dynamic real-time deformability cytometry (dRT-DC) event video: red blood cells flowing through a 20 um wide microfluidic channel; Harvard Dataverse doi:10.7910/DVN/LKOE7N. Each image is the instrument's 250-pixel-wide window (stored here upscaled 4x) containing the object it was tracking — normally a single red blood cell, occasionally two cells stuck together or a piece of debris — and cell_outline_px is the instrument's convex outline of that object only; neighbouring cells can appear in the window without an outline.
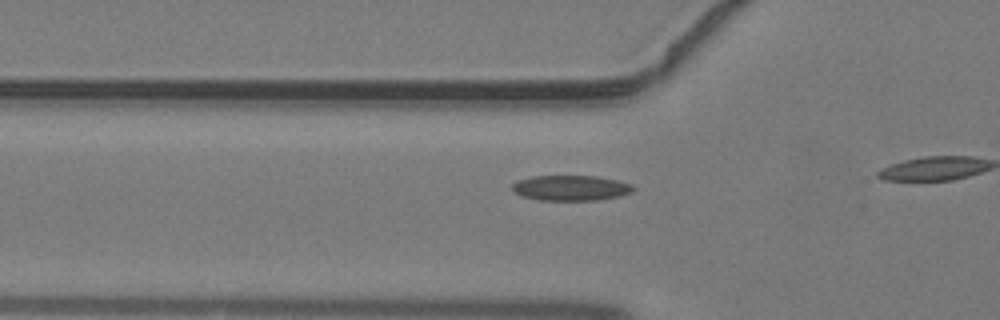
{"species": "common noctule bat (a hibernating species)", "species_latin": "Nyctalus noctula", "temperature_condition": "warm", "stored_images_in_passage": 7, "camera_frame_rate_fps": 3000, "um_per_image_px": 0.085, "animal": {"sex": "male", "body_mass_g": 19.2, "forearm_length_mm": 51.8}, "frame": {"image": 1, "passage_image": 2, "time_ms": 0.333, "image_size_px": [1000, 320], "cell_outline_px": [[636, 188], [632, 192], [620, 196], [600, 200], [540, 200], [524, 196], [512, 192], [512, 184], [516, 180], [532, 176], [596, 176], [616, 180], [632, 184]], "centroid_in_image_um": [48.52, 15.97], "position_along_channel_um": 77.3, "area_um2": 17.98}}
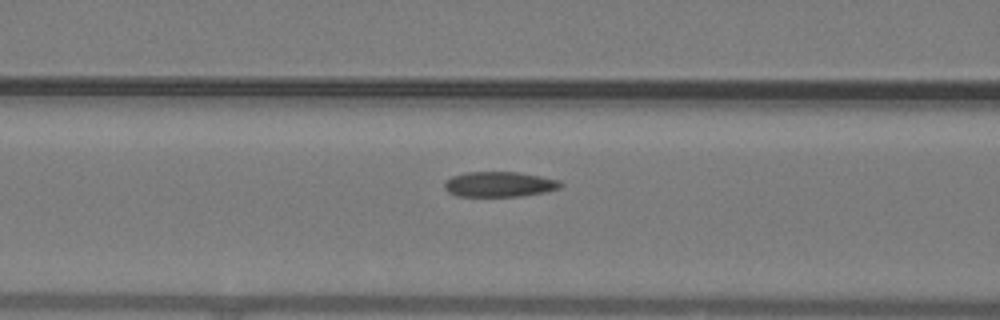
{"frame": {"image": 2, "passage_image": 5, "time_ms": 1.333, "image_size_px": [1000, 320], "cell_outline_px": [[564, 184], [560, 188], [548, 192], [520, 196], [456, 196], [448, 192], [444, 188], [444, 184], [452, 176], [468, 172], [520, 172], [560, 180]], "centroid_in_image_um": [42.49, 15.67], "position_along_channel_um": 124.1, "area_um2": 17.17}}